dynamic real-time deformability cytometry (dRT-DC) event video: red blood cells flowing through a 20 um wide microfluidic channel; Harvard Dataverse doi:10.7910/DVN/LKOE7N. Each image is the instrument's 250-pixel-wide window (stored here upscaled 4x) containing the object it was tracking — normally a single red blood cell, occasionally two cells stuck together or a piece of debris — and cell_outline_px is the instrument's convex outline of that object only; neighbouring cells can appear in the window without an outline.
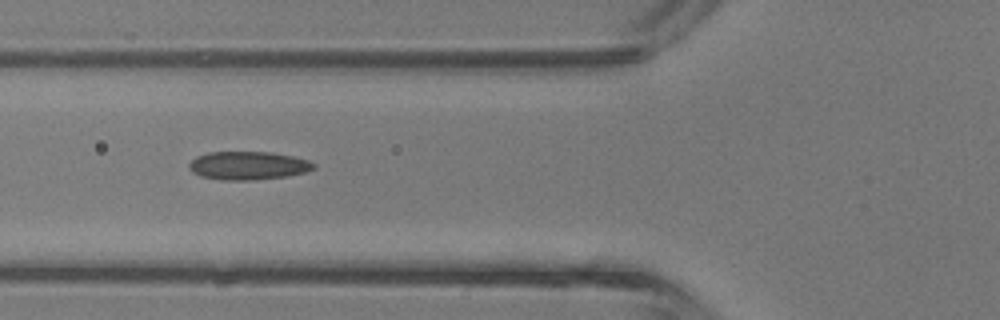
{"species": "common noctule bat (a hibernating species)", "species_latin": "Nyctalus noctula", "temperature_condition": "room temperature", "stored_images_in_passage": 4, "camera_frame_rate_fps": 3000, "um_per_image_px": 0.085, "animal": {"sex": "male", "body_mass_g": 13.3}, "frame": {"image": 1, "passage_image": 4, "time_ms": 1.0, "image_size_px": [1000, 320], "cell_outline_px": [[316, 168], [304, 172], [288, 176], [252, 180], [220, 180], [200, 176], [192, 172], [188, 168], [188, 164], [196, 156], [208, 152], [272, 152], [292, 156], [308, 160], [316, 164]], "centroid_in_image_um": [21.07, 14.07], "position_along_channel_um": 104.7, "area_um2": 20.69}}